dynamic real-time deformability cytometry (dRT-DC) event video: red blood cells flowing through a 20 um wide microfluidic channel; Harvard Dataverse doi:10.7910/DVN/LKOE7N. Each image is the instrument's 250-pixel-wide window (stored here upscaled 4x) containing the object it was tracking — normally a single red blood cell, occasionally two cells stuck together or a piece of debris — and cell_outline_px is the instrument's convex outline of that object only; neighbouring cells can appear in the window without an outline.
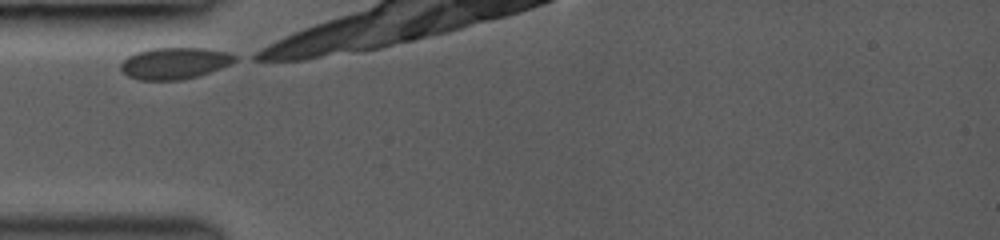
{"species": "common noctule bat (a hibernating species)", "species_latin": "Nyctalus noctula", "temperature_condition": "room temperature", "stored_images_in_passage": 5, "camera_frame_rate_fps": 3000, "um_per_image_px": 0.085, "animal": {"sex": "female", "body_mass_g": 19.0, "forearm_length_mm": 53.3}, "frame": {"image": 1, "passage_image": 1, "time_ms": 0.0, "image_size_px": [1000, 240], "cell_outline_px": [[236, 60], [220, 68], [196, 76], [180, 80], [140, 80], [128, 76], [120, 72], [120, 64], [128, 56], [136, 52], [152, 48], [204, 48], [228, 52], [236, 56]], "centroid_in_image_um": [14.78, 5.37], "position_along_channel_um": 70.2, "area_um2": 20.87}}